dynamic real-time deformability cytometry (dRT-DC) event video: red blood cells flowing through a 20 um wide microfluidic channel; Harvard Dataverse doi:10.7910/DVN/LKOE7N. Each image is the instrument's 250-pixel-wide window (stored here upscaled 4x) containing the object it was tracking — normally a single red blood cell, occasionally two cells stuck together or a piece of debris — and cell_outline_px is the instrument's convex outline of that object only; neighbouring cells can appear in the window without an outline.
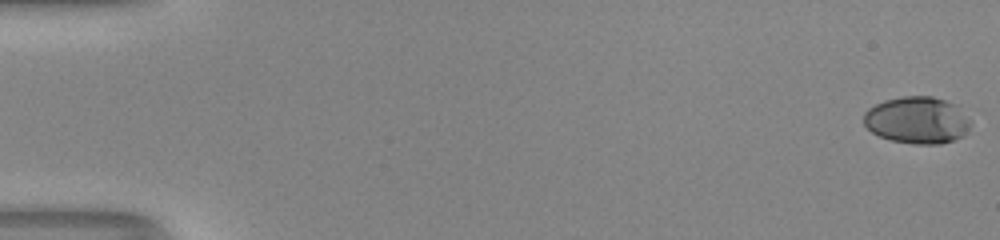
{"species": "human", "species_latin": "Homo sapiens", "temperature_condition": "room temperature", "stored_images_in_passage": 52, "camera_frame_rate_fps": 3000, "um_per_image_px": 0.085, "donor": {"sex": "male"}, "frame": {"image": 1, "passage_image": 1, "time_ms": 0.0, "image_size_px": [1000, 240], "cell_outline_px": [[972, 124], [964, 136], [940, 144], [916, 144], [892, 140], [880, 136], [872, 132], [864, 124], [864, 112], [868, 108], [884, 100], [900, 96], [932, 96], [956, 104], [972, 120]], "centroid_in_image_um": [77.99, 10.2], "position_along_channel_um": 7.0, "area_um2": 29.48}}
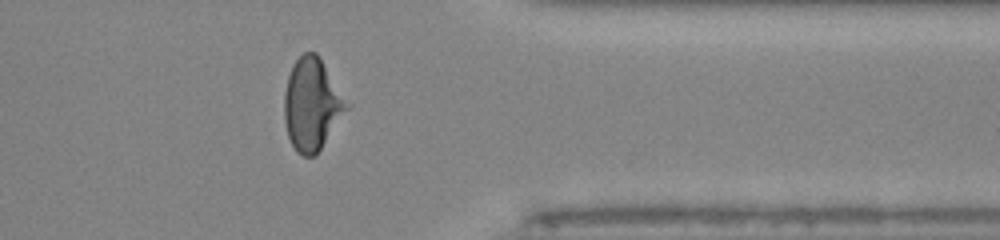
{"frame": {"image": 2, "passage_image": 43, "time_ms": 14.0, "image_size_px": [1000, 240], "cell_outline_px": [[352, 104], [320, 148], [312, 156], [304, 156], [296, 152], [288, 136], [284, 120], [284, 92], [288, 76], [292, 64], [304, 52], [316, 52]], "centroid_in_image_um": [26.53, 8.83], "position_along_channel_um": 384.9, "area_um2": 33.58}}
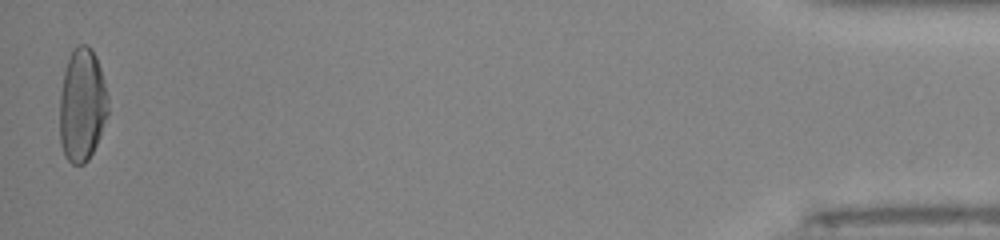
{"frame": {"image": 3, "passage_image": 52, "time_ms": 17.0, "image_size_px": [1000, 240], "cell_outline_px": [[108, 112], [100, 136], [88, 160], [84, 164], [72, 164], [64, 156], [60, 144], [60, 92], [64, 72], [72, 48], [80, 44], [88, 44], [92, 48], [96, 56], [104, 80], [108, 96]], "centroid_in_image_um": [6.97, 8.92], "position_along_channel_um": 428.2, "area_um2": 32.14}, "authors_computed_cell_mechanics": {"area_um2": 31.0675, "velocity_mm_per_s": 4.15, "shape_relaxation_time_tau1_ms": 5.5491, "shape_relaxation_time_tau2_ms": 1.1258, "deformation_change_tau1": 0.2333, "deformation_change_tau2": 0.0621}}